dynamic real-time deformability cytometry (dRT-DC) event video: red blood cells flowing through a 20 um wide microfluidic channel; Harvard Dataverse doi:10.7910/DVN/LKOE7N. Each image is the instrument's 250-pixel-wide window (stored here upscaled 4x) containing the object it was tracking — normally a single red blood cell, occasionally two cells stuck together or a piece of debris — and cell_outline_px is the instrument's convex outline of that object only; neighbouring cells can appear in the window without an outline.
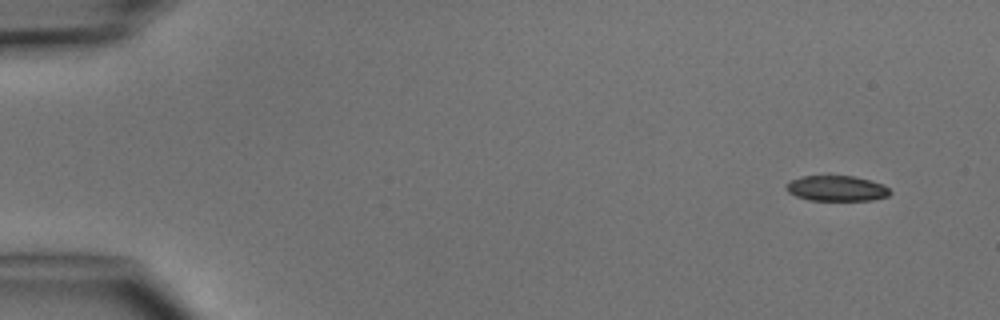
{"species": "common noctule bat (a hibernating species)", "species_latin": "Nyctalus noctula", "temperature_condition": "cold", "stored_images_in_passage": 5, "camera_frame_rate_fps": 3000, "um_per_image_px": 0.085, "animal": {"sex": "male", "body_mass_g": 15.6}, "frame": {"image": 1, "passage_image": 2, "time_ms": 1.0, "image_size_px": [1000, 320], "cell_outline_px": [[892, 192], [888, 196], [872, 200], [808, 200], [796, 196], [788, 192], [784, 188], [784, 184], [800, 176], [852, 176], [872, 180], [888, 188]], "centroid_in_image_um": [71.07, 16.01], "position_along_channel_um": 13.9, "area_um2": 15.43}}
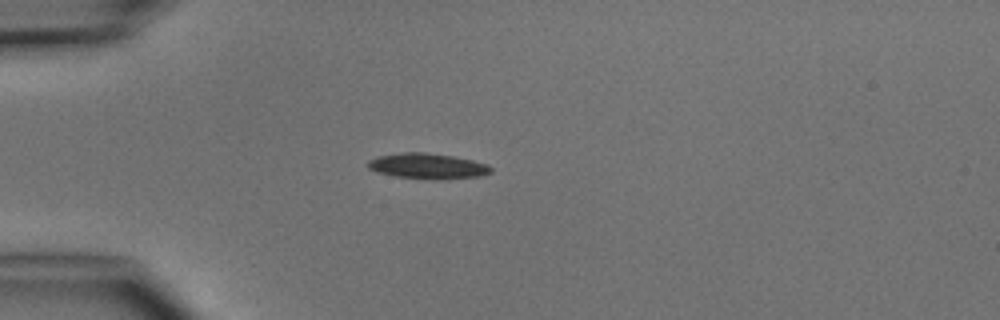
{"frame": {"image": 2, "passage_image": 4, "time_ms": 4.333, "image_size_px": [1000, 320], "cell_outline_px": [[492, 172], [480, 176], [440, 180], [436, 180], [396, 176], [376, 172], [368, 168], [368, 160], [376, 156], [404, 152], [424, 152], [452, 156], [472, 160], [488, 164], [492, 168]], "centroid_in_image_um": [36.35, 14.12], "position_along_channel_um": 48.7, "area_um2": 18.38}}